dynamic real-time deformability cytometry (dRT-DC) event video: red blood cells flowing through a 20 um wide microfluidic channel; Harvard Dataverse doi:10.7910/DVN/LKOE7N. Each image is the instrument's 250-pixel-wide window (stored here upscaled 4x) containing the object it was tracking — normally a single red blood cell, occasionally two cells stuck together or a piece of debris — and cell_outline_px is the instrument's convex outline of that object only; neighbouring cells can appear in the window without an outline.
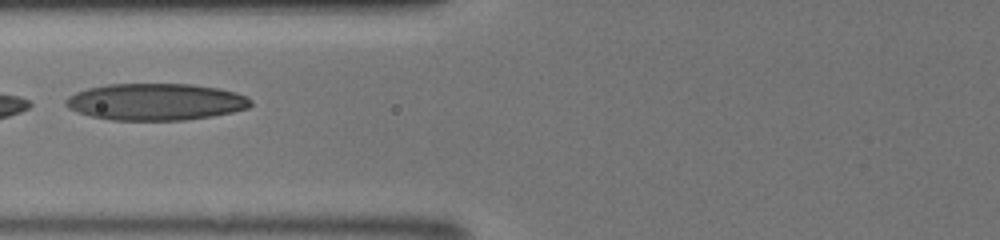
{"species": "human", "species_latin": "Homo sapiens", "temperature_condition": "room temperature", "stored_images_in_passage": 35, "camera_frame_rate_fps": 3000, "um_per_image_px": 0.085, "donor": {"sex": "male"}, "frame": {"image": 1, "passage_image": 21, "time_ms": 6.667, "image_size_px": [1000, 240], "cell_outline_px": [[252, 104], [248, 108], [232, 112], [212, 116], [184, 120], [112, 120], [92, 116], [76, 112], [68, 108], [64, 104], [64, 100], [68, 96], [76, 92], [88, 88], [108, 84], [192, 84], [220, 88], [236, 92], [248, 96], [252, 100]], "centroid_in_image_um": [13.25, 8.65], "position_along_channel_um": 112.6, "area_um2": 39.94}}
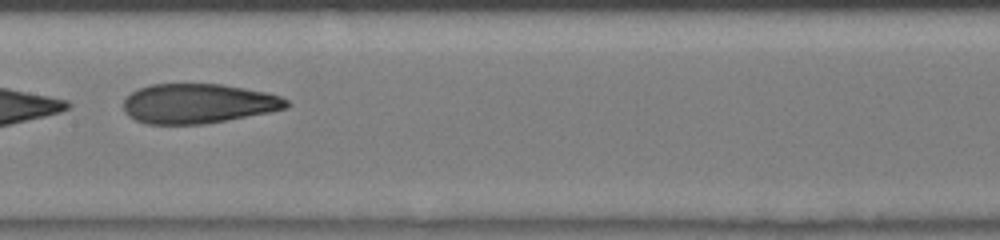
{"frame": {"image": 2, "passage_image": 26, "time_ms": 8.333, "image_size_px": [1000, 240], "cell_outline_px": [[288, 108], [268, 112], [204, 124], [148, 124], [136, 120], [128, 116], [124, 112], [124, 100], [132, 92], [140, 88], [152, 84], [220, 84], [268, 92], [280, 96], [288, 100]], "centroid_in_image_um": [16.84, 8.8], "position_along_channel_um": 190.6, "area_um2": 37.51}}